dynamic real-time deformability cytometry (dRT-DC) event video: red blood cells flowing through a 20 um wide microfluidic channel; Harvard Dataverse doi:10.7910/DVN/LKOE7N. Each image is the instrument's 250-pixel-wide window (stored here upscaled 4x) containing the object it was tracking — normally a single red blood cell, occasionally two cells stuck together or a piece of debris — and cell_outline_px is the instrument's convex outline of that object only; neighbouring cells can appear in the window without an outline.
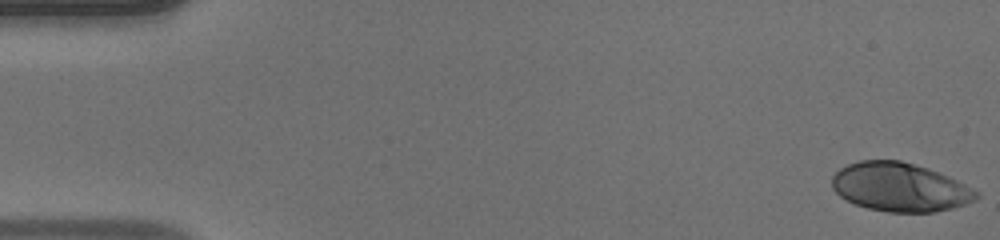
{"species": "human", "species_latin": "Homo sapiens", "temperature_condition": "warm", "stored_images_in_passage": 49, "camera_frame_rate_fps": 3000, "um_per_image_px": 0.085, "donor": {"sex": "male"}, "frame": {"image": 1, "passage_image": 1, "time_ms": 0.0, "image_size_px": [1000, 240], "cell_outline_px": [[980, 196], [976, 200], [952, 208], [936, 212], [888, 212], [868, 208], [856, 204], [840, 196], [832, 188], [832, 176], [840, 168], [848, 164], [860, 160], [900, 160], [928, 168], [948, 176], [980, 192]], "centroid_in_image_um": [76.5, 15.91], "position_along_channel_um": 8.5, "area_um2": 40.92}}
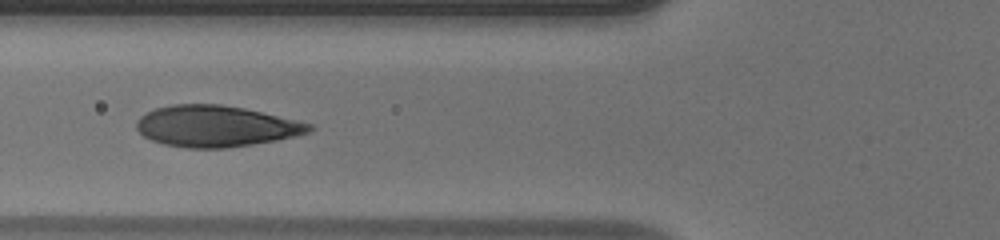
{"frame": {"image": 2, "passage_image": 19, "time_ms": 6.0, "image_size_px": [1000, 240], "cell_outline_px": [[316, 128], [308, 132], [296, 136], [276, 140], [228, 148], [184, 148], [164, 144], [152, 140], [144, 136], [136, 128], [136, 120], [140, 116], [156, 108], [172, 104], [220, 104], [244, 108], [296, 120], [312, 124]], "centroid_in_image_um": [18.34, 10.73], "position_along_channel_um": 107.5, "area_um2": 41.44}}
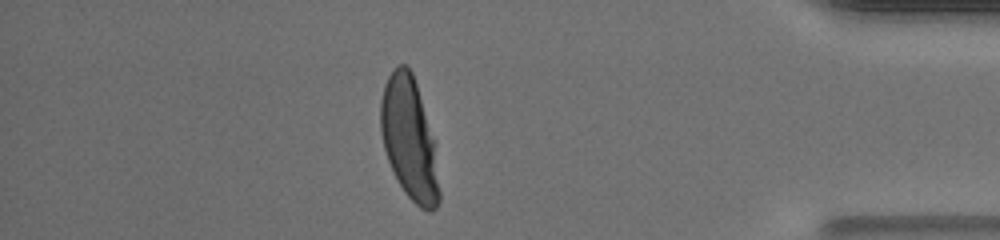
{"frame": {"image": 3, "passage_image": 43, "time_ms": 14.0, "image_size_px": [1000, 240], "cell_outline_px": [[440, 200], [436, 208], [428, 212], [420, 208], [404, 192], [388, 160], [384, 148], [380, 128], [380, 100], [384, 84], [388, 76], [400, 64], [404, 64], [412, 72], [416, 84], [432, 140], [440, 192]], "centroid_in_image_um": [34.75, 11.82], "position_along_channel_um": 400.4, "area_um2": 40.46}, "authors_computed_cell_mechanics": {"area_um2": 41.4426, "velocity_mm_per_s": 4.1353, "shape_relaxation_time_tau1_ms": 3.9393, "shape_relaxation_time_tau2_ms": null, "deformation_change_tau1": 0.2398, "deformation_change_tau2": null}}